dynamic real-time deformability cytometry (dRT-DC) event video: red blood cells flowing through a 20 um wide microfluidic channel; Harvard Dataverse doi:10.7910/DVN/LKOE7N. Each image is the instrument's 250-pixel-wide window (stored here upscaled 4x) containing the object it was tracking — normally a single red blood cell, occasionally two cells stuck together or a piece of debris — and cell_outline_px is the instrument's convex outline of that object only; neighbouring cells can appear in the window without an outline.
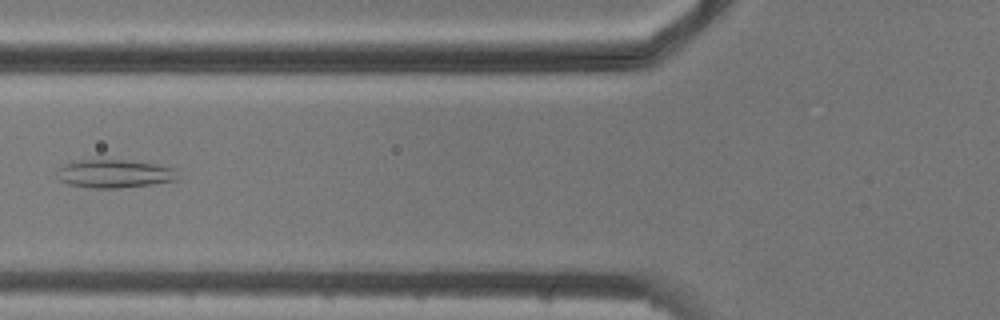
{"species": "common noctule bat (a hibernating species)", "species_latin": "Nyctalus noctula", "temperature_condition": "cold", "stored_images_in_passage": 4, "camera_frame_rate_fps": 3000, "um_per_image_px": 0.085, "animal": {"sex": "male", "body_mass_g": 20.5, "forearm_length_mm": 52.5}, "frame": {"image": 1, "passage_image": 4, "time_ms": 3.667, "image_size_px": [1000, 320], "cell_outline_px": [[180, 180], [120, 188], [88, 188], [68, 184], [60, 180], [56, 172], [64, 164], [72, 160], [128, 160], [160, 164], [176, 168], [180, 176]], "centroid_in_image_um": [9.79, 14.76], "position_along_channel_um": 116.0, "area_um2": 20.29}}